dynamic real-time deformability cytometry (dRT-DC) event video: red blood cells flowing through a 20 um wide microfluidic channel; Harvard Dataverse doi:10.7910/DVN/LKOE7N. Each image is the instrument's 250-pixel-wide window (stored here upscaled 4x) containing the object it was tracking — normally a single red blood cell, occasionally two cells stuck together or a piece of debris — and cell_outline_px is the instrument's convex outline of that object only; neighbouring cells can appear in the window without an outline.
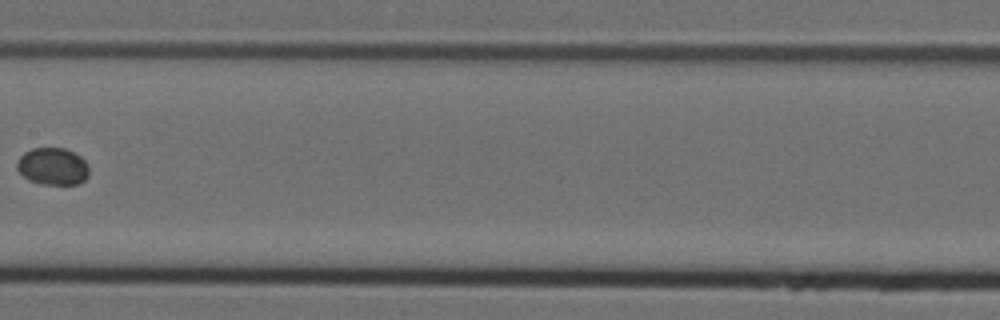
{"species": "Egyptian fruit bat (a non-hibernating species)", "species_latin": "Rousettus aegyptiacus", "temperature_condition": "cold", "stored_images_in_passage": 7, "camera_frame_rate_fps": 3000, "um_per_image_px": 0.085, "animal": {"sex": "female"}, "frame": {"image": 1, "passage_image": 7, "time_ms": 2.0, "image_size_px": [1000, 320], "cell_outline_px": [[88, 176], [84, 180], [76, 184], [40, 184], [28, 180], [16, 168], [16, 164], [20, 156], [24, 152], [32, 148], [64, 148], [80, 156], [88, 164]], "centroid_in_image_um": [4.46, 14.14], "position_along_channel_um": 202.9, "area_um2": 15.61}}